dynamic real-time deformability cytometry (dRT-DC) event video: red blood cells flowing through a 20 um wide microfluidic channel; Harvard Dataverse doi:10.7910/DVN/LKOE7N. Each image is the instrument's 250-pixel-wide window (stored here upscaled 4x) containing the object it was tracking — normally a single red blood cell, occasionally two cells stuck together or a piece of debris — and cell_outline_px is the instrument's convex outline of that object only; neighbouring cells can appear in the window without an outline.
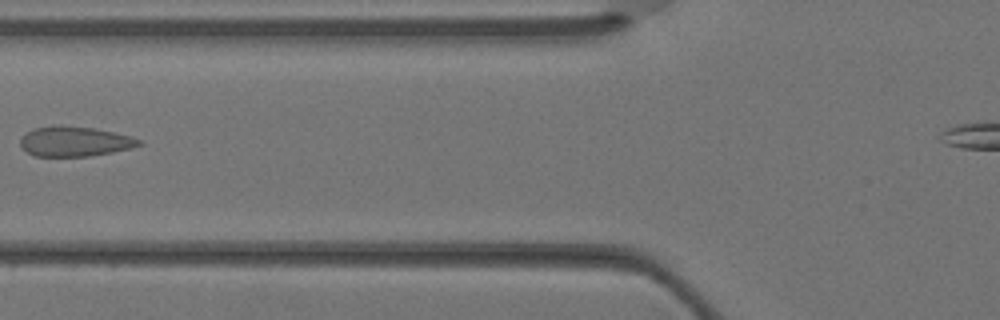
{"species": "Egyptian fruit bat (a non-hibernating species)", "species_latin": "Rousettus aegyptiacus", "temperature_condition": "warm", "stored_images_in_passage": 3, "camera_frame_rate_fps": 3000, "um_per_image_px": 0.085, "animal": {"sex": "female"}, "frame": {"image": 1, "passage_image": 3, "time_ms": 0.667, "image_size_px": [1000, 320], "cell_outline_px": [[144, 144], [132, 148], [112, 152], [88, 156], [36, 156], [28, 152], [20, 144], [20, 140], [28, 132], [36, 128], [92, 128], [132, 136], [144, 140]], "centroid_in_image_um": [6.47, 12.07], "position_along_channel_um": 119.3, "area_um2": 19.83}}